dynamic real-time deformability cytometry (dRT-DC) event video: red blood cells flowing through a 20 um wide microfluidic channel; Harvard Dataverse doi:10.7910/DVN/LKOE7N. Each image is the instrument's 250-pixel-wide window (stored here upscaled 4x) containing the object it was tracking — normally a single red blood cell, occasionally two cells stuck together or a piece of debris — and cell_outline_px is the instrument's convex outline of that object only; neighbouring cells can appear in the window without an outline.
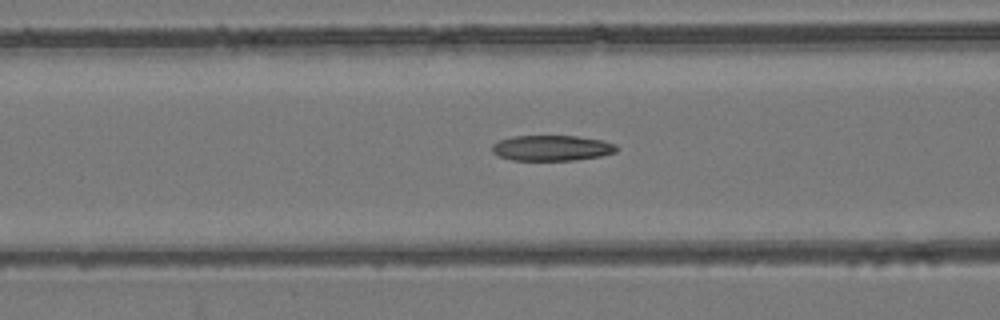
{"species": "common noctule bat (a hibernating species)", "species_latin": "Nyctalus noctula", "temperature_condition": "room temperature", "stored_images_in_passage": 38, "camera_frame_rate_fps": 3000, "um_per_image_px": 0.085, "animal": {"sex": "female", "body_mass_g": 24.6, "forearm_length_mm": 56.2}, "frame": {"image": 1, "passage_image": 6, "time_ms": 1.667, "image_size_px": [1000, 320], "cell_outline_px": [[616, 152], [600, 156], [576, 160], [512, 160], [500, 156], [492, 152], [492, 144], [500, 140], [512, 136], [576, 136], [604, 140], [616, 144]], "centroid_in_image_um": [46.91, 12.58], "position_along_channel_um": 119.7, "area_um2": 18.5}}
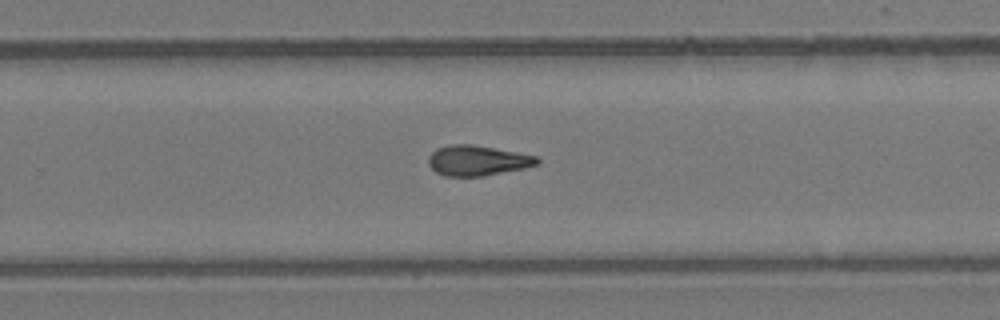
{"frame": {"image": 2, "passage_image": 19, "time_ms": 6.0, "image_size_px": [1000, 320], "cell_outline_px": [[540, 164], [524, 168], [484, 176], [444, 176], [436, 172], [428, 164], [428, 156], [436, 148], [448, 144], [472, 144], [516, 152], [536, 156], [540, 160]], "centroid_in_image_um": [40.56, 13.64], "position_along_channel_um": 289.2, "area_um2": 19.25}}
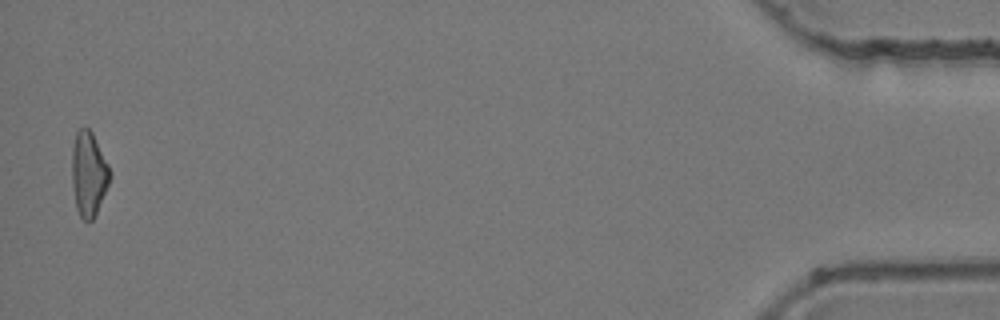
{"frame": {"image": 3, "passage_image": 37, "time_ms": 12.0, "image_size_px": [1000, 320], "cell_outline_px": [[112, 176], [96, 212], [92, 220], [84, 220], [80, 216], [76, 208], [72, 184], [72, 148], [76, 132], [80, 128], [88, 128], [92, 132], [112, 172]], "centroid_in_image_um": [7.53, 14.76], "position_along_channel_um": 427.7, "area_um2": 18.55}, "authors_computed_cell_mechanics": {"area_um2": 18.785, "velocity_mm_per_s": 3.9097, "shape_relaxation_time_tau1_ms": 10.8831, "shape_relaxation_time_tau2_ms": 2.571, "deformation_change_tau1": 0.246, "deformation_change_tau2": 0.1055}}